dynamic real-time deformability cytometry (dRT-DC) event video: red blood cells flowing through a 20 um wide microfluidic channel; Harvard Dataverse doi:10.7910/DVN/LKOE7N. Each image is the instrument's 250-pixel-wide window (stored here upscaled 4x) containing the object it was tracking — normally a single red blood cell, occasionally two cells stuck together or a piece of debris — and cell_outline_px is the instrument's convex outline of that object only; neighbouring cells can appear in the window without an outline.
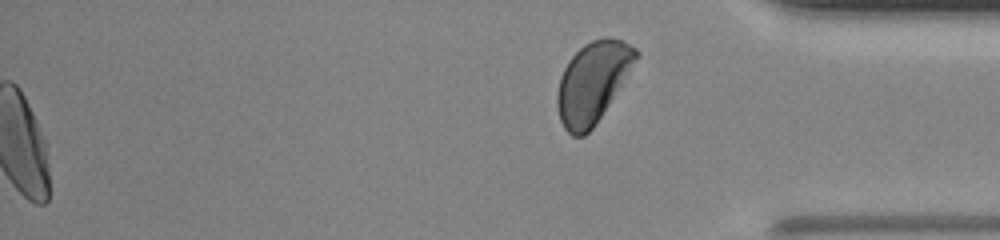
{"species": "human", "species_latin": "Homo sapiens", "temperature_condition": "room temperature", "stored_images_in_passage": 52, "segment_of_instrument_passage": [2, 2], "camera_frame_rate_fps": 3000, "um_per_image_px": 0.085, "donor": {"sex": "male"}, "frame": {"image": 1, "passage_image": 52, "time_ms": 17.0, "image_size_px": [1000, 240], "cell_outline_px": [[640, 56], [592, 128], [584, 136], [572, 136], [564, 128], [560, 120], [556, 104], [556, 96], [560, 76], [568, 60], [584, 44], [592, 40], [604, 36], [608, 36], [620, 40], [636, 48], [640, 52]], "centroid_in_image_um": [50.36, 6.97], "position_along_channel_um": 384.8, "area_um2": 36.76}}